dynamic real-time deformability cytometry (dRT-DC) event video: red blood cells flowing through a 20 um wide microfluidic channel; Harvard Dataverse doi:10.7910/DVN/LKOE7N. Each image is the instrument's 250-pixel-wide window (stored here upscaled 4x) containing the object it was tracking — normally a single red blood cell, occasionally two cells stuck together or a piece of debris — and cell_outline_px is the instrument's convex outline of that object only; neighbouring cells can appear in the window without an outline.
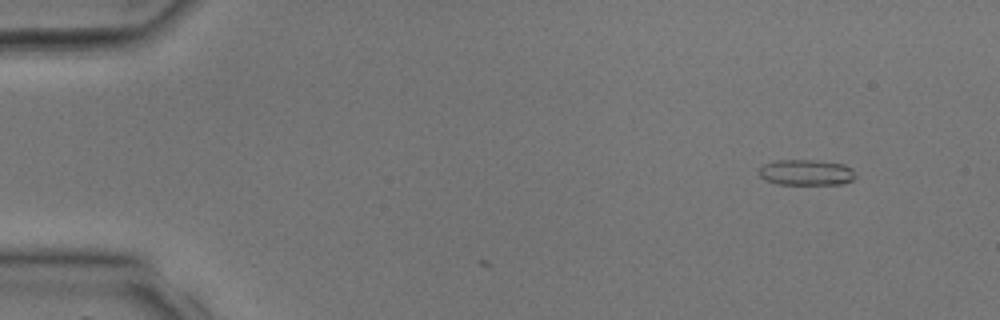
{"species": "common noctule bat (a hibernating species)", "species_latin": "Nyctalus noctula", "temperature_condition": "room temperature", "stored_images_in_passage": 3, "camera_frame_rate_fps": 3000, "um_per_image_px": 0.085, "animal": {"sex": "male", "body_mass_g": 17.9, "forearm_length_mm": 54.2}, "frame": {"image": 1, "passage_image": 3, "time_ms": 0.667, "image_size_px": [1000, 320], "cell_outline_px": [[856, 176], [852, 180], [840, 184], [776, 184], [760, 176], [760, 168], [764, 164], [776, 160], [816, 160], [844, 164], [852, 168], [856, 172]], "centroid_in_image_um": [68.57, 14.65], "position_along_channel_um": 16.4, "area_um2": 14.45}}